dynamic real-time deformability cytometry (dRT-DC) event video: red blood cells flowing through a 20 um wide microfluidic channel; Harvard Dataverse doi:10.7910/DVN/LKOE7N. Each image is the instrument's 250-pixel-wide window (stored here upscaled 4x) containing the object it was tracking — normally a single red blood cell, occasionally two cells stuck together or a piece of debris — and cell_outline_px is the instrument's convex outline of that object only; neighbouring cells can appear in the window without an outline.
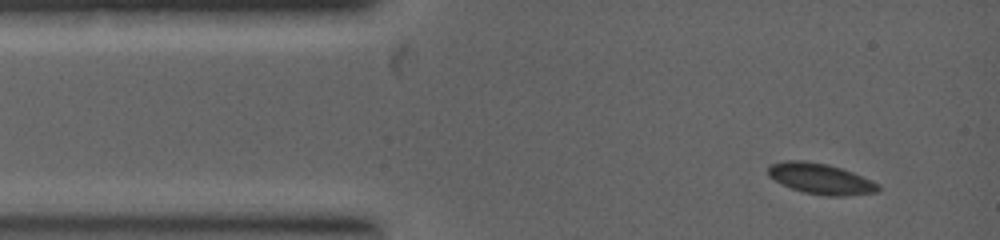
{"species": "common noctule bat (a hibernating species)", "species_latin": "Nyctalus noctula", "temperature_condition": "warm", "stored_images_in_passage": 3, "camera_frame_rate_fps": 5000, "um_per_image_px": 0.085, "animal": {"sex": "female", "body_mass_g": 19.0, "forearm_length_mm": 53.3}, "frame": {"image": 1, "passage_image": 1, "time_ms": 0.0, "image_size_px": [1000, 240], "cell_outline_px": [[880, 188], [876, 192], [844, 196], [824, 196], [804, 192], [792, 188], [768, 176], [768, 168], [772, 164], [784, 160], [804, 160], [828, 164], [852, 172], [880, 184]], "centroid_in_image_um": [69.76, 15.19], "position_along_channel_um": 15.2, "area_um2": 19.54}}